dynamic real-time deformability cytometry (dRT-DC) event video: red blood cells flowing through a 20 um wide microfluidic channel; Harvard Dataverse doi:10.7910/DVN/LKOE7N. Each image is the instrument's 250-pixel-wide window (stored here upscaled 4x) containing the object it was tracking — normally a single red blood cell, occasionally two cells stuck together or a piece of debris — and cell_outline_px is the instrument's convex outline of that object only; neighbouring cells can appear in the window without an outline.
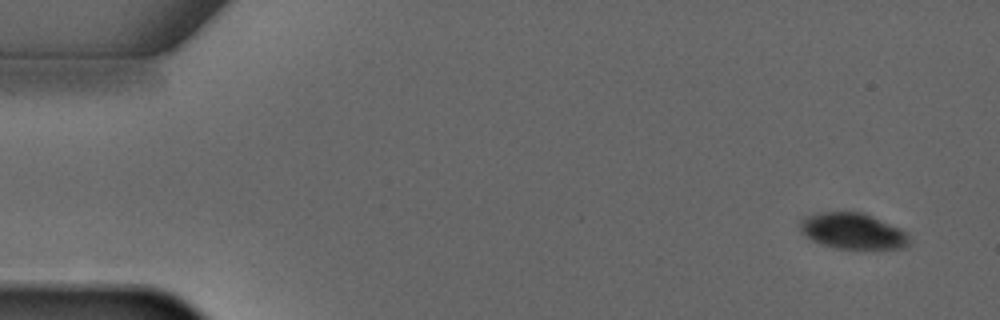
{"species": "common noctule bat (a hibernating species)", "species_latin": "Nyctalus noctula", "temperature_condition": "warm", "stored_images_in_passage": 4, "camera_frame_rate_fps": 3000, "um_per_image_px": 0.085, "animal": {"sex": "male", "forearm_length_mm": 52.5}, "frame": {"image": 1, "passage_image": 1, "time_ms": 0.0, "image_size_px": [1000, 320], "cell_outline_px": [[908, 244], [904, 248], [836, 248], [820, 244], [804, 236], [800, 232], [800, 220], [808, 216], [820, 212], [864, 212], [900, 228], [908, 236]], "centroid_in_image_um": [72.44, 19.63], "position_along_channel_um": 12.6, "area_um2": 22.72}}
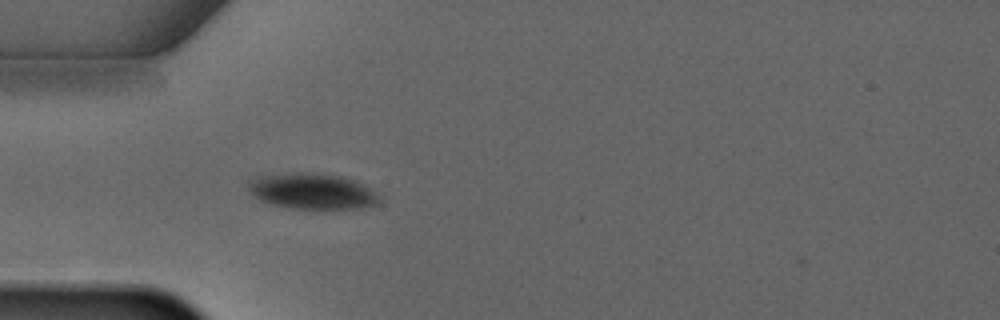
{"frame": {"image": 2, "passage_image": 4, "time_ms": 3.667, "image_size_px": [1000, 320], "cell_outline_px": [[380, 200], [376, 204], [360, 208], [288, 208], [272, 204], [260, 200], [248, 188], [248, 180], [260, 176], [296, 172], [300, 172], [340, 176], [356, 180], [368, 188]], "centroid_in_image_um": [26.5, 16.25], "position_along_channel_um": 58.5, "area_um2": 26.7}}